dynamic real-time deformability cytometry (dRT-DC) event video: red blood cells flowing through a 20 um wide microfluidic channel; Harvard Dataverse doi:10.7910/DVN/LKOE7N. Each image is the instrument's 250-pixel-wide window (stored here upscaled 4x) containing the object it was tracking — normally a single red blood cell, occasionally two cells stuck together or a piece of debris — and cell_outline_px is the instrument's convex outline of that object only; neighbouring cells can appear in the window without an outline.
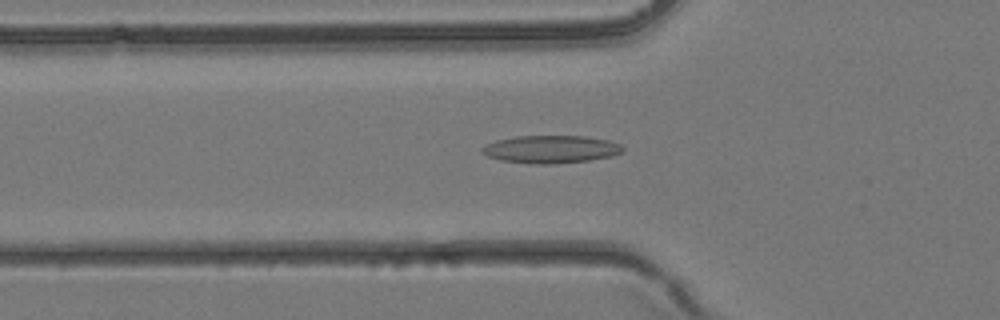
{"species": "common noctule bat (a hibernating species)", "species_latin": "Nyctalus noctula", "temperature_condition": "room temperature", "stored_images_in_passage": 34, "camera_frame_rate_fps": 3000, "um_per_image_px": 0.085, "animal": {"sex": "female", "body_mass_g": 24.6, "forearm_length_mm": 56.2}, "frame": {"image": 1, "passage_image": 13, "time_ms": 4.0, "image_size_px": [1000, 320], "cell_outline_px": [[624, 152], [612, 156], [588, 160], [556, 164], [532, 164], [500, 160], [488, 156], [480, 152], [480, 148], [496, 140], [516, 136], [584, 136], [608, 140], [620, 144], [624, 148]], "centroid_in_image_um": [46.82, 12.69], "position_along_channel_um": 79.0, "area_um2": 22.83}}
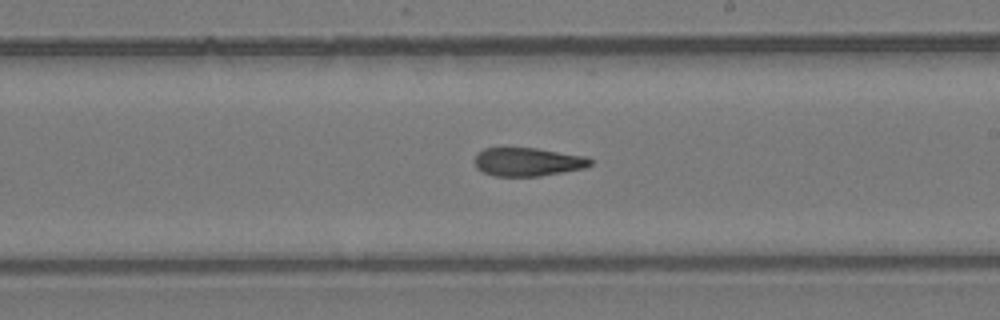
{"frame": {"image": 2, "passage_image": 22, "time_ms": 7.0, "image_size_px": [1000, 320], "cell_outline_px": [[592, 164], [584, 168], [540, 176], [496, 176], [484, 172], [476, 168], [472, 160], [476, 152], [484, 148], [536, 148], [588, 156], [592, 160]], "centroid_in_image_um": [44.83, 13.75], "position_along_channel_um": 244.2, "area_um2": 19.42}}
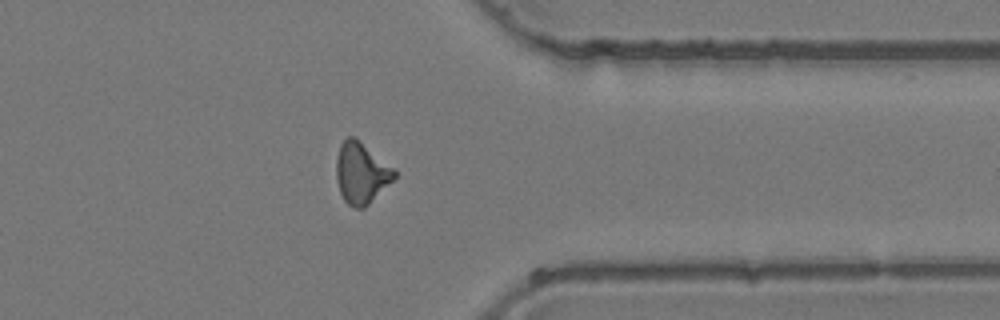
{"frame": {"image": 3, "passage_image": 30, "time_ms": 9.667, "image_size_px": [1000, 320], "cell_outline_px": [[396, 176], [364, 208], [356, 208], [348, 204], [344, 200], [340, 192], [336, 180], [336, 160], [340, 144], [348, 136], [356, 136], [396, 168]], "centroid_in_image_um": [30.71, 14.65], "position_along_channel_um": 380.7, "area_um2": 20.92}}